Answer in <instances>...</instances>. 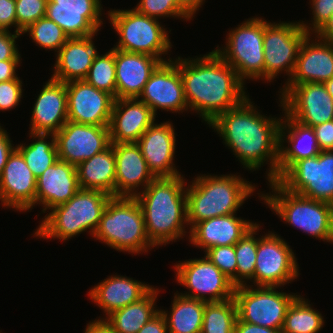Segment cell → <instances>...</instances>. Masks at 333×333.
I'll use <instances>...</instances> for the list:
<instances>
[{
  "label": "cell",
  "mask_w": 333,
  "mask_h": 333,
  "mask_svg": "<svg viewBox=\"0 0 333 333\" xmlns=\"http://www.w3.org/2000/svg\"><path fill=\"white\" fill-rule=\"evenodd\" d=\"M312 7V23H304L300 21L301 27L308 33L313 35L316 34L329 20L333 14V0H311ZM311 25V26H310Z\"/></svg>",
  "instance_id": "ee69618b"
},
{
  "label": "cell",
  "mask_w": 333,
  "mask_h": 333,
  "mask_svg": "<svg viewBox=\"0 0 333 333\" xmlns=\"http://www.w3.org/2000/svg\"><path fill=\"white\" fill-rule=\"evenodd\" d=\"M237 306L234 298L206 302L201 333H234Z\"/></svg>",
  "instance_id": "8d00e7d4"
},
{
  "label": "cell",
  "mask_w": 333,
  "mask_h": 333,
  "mask_svg": "<svg viewBox=\"0 0 333 333\" xmlns=\"http://www.w3.org/2000/svg\"><path fill=\"white\" fill-rule=\"evenodd\" d=\"M101 0H48L46 17L69 38L97 34L104 19Z\"/></svg>",
  "instance_id": "ac0fdd59"
},
{
  "label": "cell",
  "mask_w": 333,
  "mask_h": 333,
  "mask_svg": "<svg viewBox=\"0 0 333 333\" xmlns=\"http://www.w3.org/2000/svg\"><path fill=\"white\" fill-rule=\"evenodd\" d=\"M240 175H198L186 187L187 221L196 223L234 214L253 195L256 186Z\"/></svg>",
  "instance_id": "277c9868"
},
{
  "label": "cell",
  "mask_w": 333,
  "mask_h": 333,
  "mask_svg": "<svg viewBox=\"0 0 333 333\" xmlns=\"http://www.w3.org/2000/svg\"><path fill=\"white\" fill-rule=\"evenodd\" d=\"M179 7L192 19L205 0H176Z\"/></svg>",
  "instance_id": "11a10c76"
},
{
  "label": "cell",
  "mask_w": 333,
  "mask_h": 333,
  "mask_svg": "<svg viewBox=\"0 0 333 333\" xmlns=\"http://www.w3.org/2000/svg\"><path fill=\"white\" fill-rule=\"evenodd\" d=\"M280 90L279 106L294 120L310 127L333 120V98L324 83L283 85Z\"/></svg>",
  "instance_id": "9a60e30c"
},
{
  "label": "cell",
  "mask_w": 333,
  "mask_h": 333,
  "mask_svg": "<svg viewBox=\"0 0 333 333\" xmlns=\"http://www.w3.org/2000/svg\"><path fill=\"white\" fill-rule=\"evenodd\" d=\"M310 38L308 34L303 40L294 72L285 85L324 83L333 77V41L316 35L315 40Z\"/></svg>",
  "instance_id": "603a6c76"
},
{
  "label": "cell",
  "mask_w": 333,
  "mask_h": 333,
  "mask_svg": "<svg viewBox=\"0 0 333 333\" xmlns=\"http://www.w3.org/2000/svg\"><path fill=\"white\" fill-rule=\"evenodd\" d=\"M289 244L275 232L259 237L257 242L255 286L279 287L299 276L297 258Z\"/></svg>",
  "instance_id": "4fadbf2b"
},
{
  "label": "cell",
  "mask_w": 333,
  "mask_h": 333,
  "mask_svg": "<svg viewBox=\"0 0 333 333\" xmlns=\"http://www.w3.org/2000/svg\"><path fill=\"white\" fill-rule=\"evenodd\" d=\"M29 136L34 141L30 144L28 143V145L25 143L18 144L16 145V149L22 154L26 165L30 168L34 176L38 178L48 167L52 166L58 160L55 135L29 133ZM47 139L50 141H47Z\"/></svg>",
  "instance_id": "e575fe53"
},
{
  "label": "cell",
  "mask_w": 333,
  "mask_h": 333,
  "mask_svg": "<svg viewBox=\"0 0 333 333\" xmlns=\"http://www.w3.org/2000/svg\"><path fill=\"white\" fill-rule=\"evenodd\" d=\"M111 197L101 191L80 189L67 202L50 209L34 236L66 241L88 230L93 237Z\"/></svg>",
  "instance_id": "5b68a950"
},
{
  "label": "cell",
  "mask_w": 333,
  "mask_h": 333,
  "mask_svg": "<svg viewBox=\"0 0 333 333\" xmlns=\"http://www.w3.org/2000/svg\"><path fill=\"white\" fill-rule=\"evenodd\" d=\"M314 35L320 39L333 41V14L326 24Z\"/></svg>",
  "instance_id": "9f6ffc18"
},
{
  "label": "cell",
  "mask_w": 333,
  "mask_h": 333,
  "mask_svg": "<svg viewBox=\"0 0 333 333\" xmlns=\"http://www.w3.org/2000/svg\"><path fill=\"white\" fill-rule=\"evenodd\" d=\"M171 311L159 309L167 322L168 333H201L205 301L174 293Z\"/></svg>",
  "instance_id": "836d02e7"
},
{
  "label": "cell",
  "mask_w": 333,
  "mask_h": 333,
  "mask_svg": "<svg viewBox=\"0 0 333 333\" xmlns=\"http://www.w3.org/2000/svg\"><path fill=\"white\" fill-rule=\"evenodd\" d=\"M26 33L40 48L55 50V52H58L69 39L67 34L46 16L31 24L22 32V34Z\"/></svg>",
  "instance_id": "ab89813d"
},
{
  "label": "cell",
  "mask_w": 333,
  "mask_h": 333,
  "mask_svg": "<svg viewBox=\"0 0 333 333\" xmlns=\"http://www.w3.org/2000/svg\"><path fill=\"white\" fill-rule=\"evenodd\" d=\"M234 333H282L279 329L259 326L256 324L240 321L238 318L235 323Z\"/></svg>",
  "instance_id": "816d5d0a"
},
{
  "label": "cell",
  "mask_w": 333,
  "mask_h": 333,
  "mask_svg": "<svg viewBox=\"0 0 333 333\" xmlns=\"http://www.w3.org/2000/svg\"><path fill=\"white\" fill-rule=\"evenodd\" d=\"M154 286L122 275H111L89 290L88 296L105 313L112 312L143 298Z\"/></svg>",
  "instance_id": "f546056e"
},
{
  "label": "cell",
  "mask_w": 333,
  "mask_h": 333,
  "mask_svg": "<svg viewBox=\"0 0 333 333\" xmlns=\"http://www.w3.org/2000/svg\"><path fill=\"white\" fill-rule=\"evenodd\" d=\"M93 238L128 254L147 253L155 247L147 237L143 211L135 197L112 196Z\"/></svg>",
  "instance_id": "8992f818"
},
{
  "label": "cell",
  "mask_w": 333,
  "mask_h": 333,
  "mask_svg": "<svg viewBox=\"0 0 333 333\" xmlns=\"http://www.w3.org/2000/svg\"><path fill=\"white\" fill-rule=\"evenodd\" d=\"M48 0H15L17 32L21 33L31 24L46 16Z\"/></svg>",
  "instance_id": "b9f144b4"
},
{
  "label": "cell",
  "mask_w": 333,
  "mask_h": 333,
  "mask_svg": "<svg viewBox=\"0 0 333 333\" xmlns=\"http://www.w3.org/2000/svg\"><path fill=\"white\" fill-rule=\"evenodd\" d=\"M15 0H0V29L9 30L14 27L17 32ZM12 26V27H11Z\"/></svg>",
  "instance_id": "7dc6e473"
},
{
  "label": "cell",
  "mask_w": 333,
  "mask_h": 333,
  "mask_svg": "<svg viewBox=\"0 0 333 333\" xmlns=\"http://www.w3.org/2000/svg\"><path fill=\"white\" fill-rule=\"evenodd\" d=\"M185 180L183 175L155 178L135 197L143 211L147 237L155 247L188 233Z\"/></svg>",
  "instance_id": "3957f363"
},
{
  "label": "cell",
  "mask_w": 333,
  "mask_h": 333,
  "mask_svg": "<svg viewBox=\"0 0 333 333\" xmlns=\"http://www.w3.org/2000/svg\"><path fill=\"white\" fill-rule=\"evenodd\" d=\"M155 118L138 98L115 99L108 126L111 143H137Z\"/></svg>",
  "instance_id": "cb8c5ba5"
},
{
  "label": "cell",
  "mask_w": 333,
  "mask_h": 333,
  "mask_svg": "<svg viewBox=\"0 0 333 333\" xmlns=\"http://www.w3.org/2000/svg\"><path fill=\"white\" fill-rule=\"evenodd\" d=\"M172 122L153 124L138 140L142 155L149 170L156 177H175L182 175L174 164L176 133Z\"/></svg>",
  "instance_id": "44dd1931"
},
{
  "label": "cell",
  "mask_w": 333,
  "mask_h": 333,
  "mask_svg": "<svg viewBox=\"0 0 333 333\" xmlns=\"http://www.w3.org/2000/svg\"><path fill=\"white\" fill-rule=\"evenodd\" d=\"M76 169L80 189L115 196L116 161L112 145L80 163Z\"/></svg>",
  "instance_id": "1f68e13d"
},
{
  "label": "cell",
  "mask_w": 333,
  "mask_h": 333,
  "mask_svg": "<svg viewBox=\"0 0 333 333\" xmlns=\"http://www.w3.org/2000/svg\"><path fill=\"white\" fill-rule=\"evenodd\" d=\"M95 35L69 38L56 53L51 78L64 83L84 80L93 60L99 55L93 42Z\"/></svg>",
  "instance_id": "4dcf8cb0"
},
{
  "label": "cell",
  "mask_w": 333,
  "mask_h": 333,
  "mask_svg": "<svg viewBox=\"0 0 333 333\" xmlns=\"http://www.w3.org/2000/svg\"><path fill=\"white\" fill-rule=\"evenodd\" d=\"M319 149L321 151L333 150V120L313 127Z\"/></svg>",
  "instance_id": "c3c4849f"
},
{
  "label": "cell",
  "mask_w": 333,
  "mask_h": 333,
  "mask_svg": "<svg viewBox=\"0 0 333 333\" xmlns=\"http://www.w3.org/2000/svg\"><path fill=\"white\" fill-rule=\"evenodd\" d=\"M324 85H325L329 95L333 98V77L330 80L325 81Z\"/></svg>",
  "instance_id": "6f0895ef"
},
{
  "label": "cell",
  "mask_w": 333,
  "mask_h": 333,
  "mask_svg": "<svg viewBox=\"0 0 333 333\" xmlns=\"http://www.w3.org/2000/svg\"><path fill=\"white\" fill-rule=\"evenodd\" d=\"M138 12L153 18L173 17L183 21L191 18L179 7L176 0H140L136 7Z\"/></svg>",
  "instance_id": "60d3db41"
},
{
  "label": "cell",
  "mask_w": 333,
  "mask_h": 333,
  "mask_svg": "<svg viewBox=\"0 0 333 333\" xmlns=\"http://www.w3.org/2000/svg\"><path fill=\"white\" fill-rule=\"evenodd\" d=\"M268 185L272 193H258V196L275 215L308 236L333 244L332 204L289 192L276 180Z\"/></svg>",
  "instance_id": "52a82bcc"
},
{
  "label": "cell",
  "mask_w": 333,
  "mask_h": 333,
  "mask_svg": "<svg viewBox=\"0 0 333 333\" xmlns=\"http://www.w3.org/2000/svg\"><path fill=\"white\" fill-rule=\"evenodd\" d=\"M242 285L237 286L234 300L237 318L246 323L282 330L286 312L295 293L280 292L278 287Z\"/></svg>",
  "instance_id": "30bf717a"
},
{
  "label": "cell",
  "mask_w": 333,
  "mask_h": 333,
  "mask_svg": "<svg viewBox=\"0 0 333 333\" xmlns=\"http://www.w3.org/2000/svg\"><path fill=\"white\" fill-rule=\"evenodd\" d=\"M205 256L236 286V255L235 245L211 247Z\"/></svg>",
  "instance_id": "7bdbcfd3"
},
{
  "label": "cell",
  "mask_w": 333,
  "mask_h": 333,
  "mask_svg": "<svg viewBox=\"0 0 333 333\" xmlns=\"http://www.w3.org/2000/svg\"><path fill=\"white\" fill-rule=\"evenodd\" d=\"M178 262L174 265L177 283L189 289L179 294L205 302L233 298L236 286L205 255L202 259Z\"/></svg>",
  "instance_id": "5bb4252c"
},
{
  "label": "cell",
  "mask_w": 333,
  "mask_h": 333,
  "mask_svg": "<svg viewBox=\"0 0 333 333\" xmlns=\"http://www.w3.org/2000/svg\"><path fill=\"white\" fill-rule=\"evenodd\" d=\"M15 148L16 146L12 143L7 130L0 126V176L7 162L8 156Z\"/></svg>",
  "instance_id": "681fc988"
},
{
  "label": "cell",
  "mask_w": 333,
  "mask_h": 333,
  "mask_svg": "<svg viewBox=\"0 0 333 333\" xmlns=\"http://www.w3.org/2000/svg\"><path fill=\"white\" fill-rule=\"evenodd\" d=\"M252 103L248 96L238 106L219 114L209 127L222 137L224 144L234 152L243 168L256 171L269 163L266 178L268 182L275 181L282 117L262 115L254 106L255 103Z\"/></svg>",
  "instance_id": "6da1fadb"
},
{
  "label": "cell",
  "mask_w": 333,
  "mask_h": 333,
  "mask_svg": "<svg viewBox=\"0 0 333 333\" xmlns=\"http://www.w3.org/2000/svg\"><path fill=\"white\" fill-rule=\"evenodd\" d=\"M115 49L111 48L104 55H98L84 79L95 88L111 94L116 99Z\"/></svg>",
  "instance_id": "f35d334b"
},
{
  "label": "cell",
  "mask_w": 333,
  "mask_h": 333,
  "mask_svg": "<svg viewBox=\"0 0 333 333\" xmlns=\"http://www.w3.org/2000/svg\"><path fill=\"white\" fill-rule=\"evenodd\" d=\"M54 135L58 159L76 167L111 145L108 126L67 121Z\"/></svg>",
  "instance_id": "2e32d148"
},
{
  "label": "cell",
  "mask_w": 333,
  "mask_h": 333,
  "mask_svg": "<svg viewBox=\"0 0 333 333\" xmlns=\"http://www.w3.org/2000/svg\"><path fill=\"white\" fill-rule=\"evenodd\" d=\"M283 113L284 117H282L279 129L277 179L293 163L305 158L318 156L321 152L313 127L294 120L285 111ZM284 143H288V146L284 145Z\"/></svg>",
  "instance_id": "484cf974"
},
{
  "label": "cell",
  "mask_w": 333,
  "mask_h": 333,
  "mask_svg": "<svg viewBox=\"0 0 333 333\" xmlns=\"http://www.w3.org/2000/svg\"><path fill=\"white\" fill-rule=\"evenodd\" d=\"M109 23L113 26L119 41L114 49L134 53H144L165 60L162 55L167 54L172 48L168 31L157 18L146 16L135 8L128 10H111L107 12Z\"/></svg>",
  "instance_id": "ba28073f"
},
{
  "label": "cell",
  "mask_w": 333,
  "mask_h": 333,
  "mask_svg": "<svg viewBox=\"0 0 333 333\" xmlns=\"http://www.w3.org/2000/svg\"><path fill=\"white\" fill-rule=\"evenodd\" d=\"M68 121L109 126L115 98L87 83L75 80L66 83Z\"/></svg>",
  "instance_id": "d6986e66"
},
{
  "label": "cell",
  "mask_w": 333,
  "mask_h": 333,
  "mask_svg": "<svg viewBox=\"0 0 333 333\" xmlns=\"http://www.w3.org/2000/svg\"><path fill=\"white\" fill-rule=\"evenodd\" d=\"M177 66L188 109L196 111L207 125L249 96L233 67L214 50L196 59L178 56Z\"/></svg>",
  "instance_id": "7a4b0ae2"
},
{
  "label": "cell",
  "mask_w": 333,
  "mask_h": 333,
  "mask_svg": "<svg viewBox=\"0 0 333 333\" xmlns=\"http://www.w3.org/2000/svg\"><path fill=\"white\" fill-rule=\"evenodd\" d=\"M30 117V133L55 134L68 121L66 83L52 78L43 85Z\"/></svg>",
  "instance_id": "d4e9b609"
},
{
  "label": "cell",
  "mask_w": 333,
  "mask_h": 333,
  "mask_svg": "<svg viewBox=\"0 0 333 333\" xmlns=\"http://www.w3.org/2000/svg\"><path fill=\"white\" fill-rule=\"evenodd\" d=\"M79 190L76 166L58 159L37 178L35 205H42L45 213L67 202Z\"/></svg>",
  "instance_id": "4316f807"
},
{
  "label": "cell",
  "mask_w": 333,
  "mask_h": 333,
  "mask_svg": "<svg viewBox=\"0 0 333 333\" xmlns=\"http://www.w3.org/2000/svg\"><path fill=\"white\" fill-rule=\"evenodd\" d=\"M160 290L152 288L143 298L112 312L105 321L116 333H138L160 310L156 300Z\"/></svg>",
  "instance_id": "d6a6232c"
},
{
  "label": "cell",
  "mask_w": 333,
  "mask_h": 333,
  "mask_svg": "<svg viewBox=\"0 0 333 333\" xmlns=\"http://www.w3.org/2000/svg\"><path fill=\"white\" fill-rule=\"evenodd\" d=\"M21 63V60L0 61V82H6L18 78L16 69Z\"/></svg>",
  "instance_id": "f5cc1de1"
},
{
  "label": "cell",
  "mask_w": 333,
  "mask_h": 333,
  "mask_svg": "<svg viewBox=\"0 0 333 333\" xmlns=\"http://www.w3.org/2000/svg\"><path fill=\"white\" fill-rule=\"evenodd\" d=\"M22 34L15 32L12 34L9 30L0 29V61L3 60H21V54L18 50L16 40Z\"/></svg>",
  "instance_id": "bcb514c9"
},
{
  "label": "cell",
  "mask_w": 333,
  "mask_h": 333,
  "mask_svg": "<svg viewBox=\"0 0 333 333\" xmlns=\"http://www.w3.org/2000/svg\"><path fill=\"white\" fill-rule=\"evenodd\" d=\"M111 145L116 161L115 197H136L156 177L149 170L137 143Z\"/></svg>",
  "instance_id": "7402d4cb"
},
{
  "label": "cell",
  "mask_w": 333,
  "mask_h": 333,
  "mask_svg": "<svg viewBox=\"0 0 333 333\" xmlns=\"http://www.w3.org/2000/svg\"><path fill=\"white\" fill-rule=\"evenodd\" d=\"M237 26L228 31L226 46L222 49L217 46L214 51L233 67L243 82L245 79L264 80L265 19L251 17Z\"/></svg>",
  "instance_id": "9c48e42d"
},
{
  "label": "cell",
  "mask_w": 333,
  "mask_h": 333,
  "mask_svg": "<svg viewBox=\"0 0 333 333\" xmlns=\"http://www.w3.org/2000/svg\"><path fill=\"white\" fill-rule=\"evenodd\" d=\"M260 226V227H259ZM261 228L256 223L245 235L235 244L236 255V287L246 285L248 280L254 284V272L256 265L257 242L259 240L255 235ZM246 281H245V280Z\"/></svg>",
  "instance_id": "74e56055"
},
{
  "label": "cell",
  "mask_w": 333,
  "mask_h": 333,
  "mask_svg": "<svg viewBox=\"0 0 333 333\" xmlns=\"http://www.w3.org/2000/svg\"><path fill=\"white\" fill-rule=\"evenodd\" d=\"M37 178L15 148L8 156L0 176V201L3 207L31 211L35 206Z\"/></svg>",
  "instance_id": "ffe728a7"
},
{
  "label": "cell",
  "mask_w": 333,
  "mask_h": 333,
  "mask_svg": "<svg viewBox=\"0 0 333 333\" xmlns=\"http://www.w3.org/2000/svg\"><path fill=\"white\" fill-rule=\"evenodd\" d=\"M138 99L145 102L155 116L158 109L172 113L189 110L177 58L157 66Z\"/></svg>",
  "instance_id": "e0dca14e"
},
{
  "label": "cell",
  "mask_w": 333,
  "mask_h": 333,
  "mask_svg": "<svg viewBox=\"0 0 333 333\" xmlns=\"http://www.w3.org/2000/svg\"><path fill=\"white\" fill-rule=\"evenodd\" d=\"M276 181L289 192L333 205V150L293 163Z\"/></svg>",
  "instance_id": "8fae6325"
},
{
  "label": "cell",
  "mask_w": 333,
  "mask_h": 333,
  "mask_svg": "<svg viewBox=\"0 0 333 333\" xmlns=\"http://www.w3.org/2000/svg\"><path fill=\"white\" fill-rule=\"evenodd\" d=\"M160 63L148 54L115 49L116 99L138 98Z\"/></svg>",
  "instance_id": "83f0119b"
},
{
  "label": "cell",
  "mask_w": 333,
  "mask_h": 333,
  "mask_svg": "<svg viewBox=\"0 0 333 333\" xmlns=\"http://www.w3.org/2000/svg\"><path fill=\"white\" fill-rule=\"evenodd\" d=\"M22 80L16 78L6 82H0V110L7 111L19 105L23 96Z\"/></svg>",
  "instance_id": "f6af8a7d"
},
{
  "label": "cell",
  "mask_w": 333,
  "mask_h": 333,
  "mask_svg": "<svg viewBox=\"0 0 333 333\" xmlns=\"http://www.w3.org/2000/svg\"><path fill=\"white\" fill-rule=\"evenodd\" d=\"M236 216L234 213L196 223L189 231L190 243L204 252L211 247L235 245L256 224Z\"/></svg>",
  "instance_id": "f1b7e54d"
},
{
  "label": "cell",
  "mask_w": 333,
  "mask_h": 333,
  "mask_svg": "<svg viewBox=\"0 0 333 333\" xmlns=\"http://www.w3.org/2000/svg\"><path fill=\"white\" fill-rule=\"evenodd\" d=\"M84 333H116L105 319H95L90 321Z\"/></svg>",
  "instance_id": "db71d44e"
},
{
  "label": "cell",
  "mask_w": 333,
  "mask_h": 333,
  "mask_svg": "<svg viewBox=\"0 0 333 333\" xmlns=\"http://www.w3.org/2000/svg\"><path fill=\"white\" fill-rule=\"evenodd\" d=\"M308 33L296 22H268L265 20L263 37L264 80H274L280 73L288 75L289 82L294 72L299 48Z\"/></svg>",
  "instance_id": "7c38bea8"
},
{
  "label": "cell",
  "mask_w": 333,
  "mask_h": 333,
  "mask_svg": "<svg viewBox=\"0 0 333 333\" xmlns=\"http://www.w3.org/2000/svg\"><path fill=\"white\" fill-rule=\"evenodd\" d=\"M324 317L311 307L310 301L298 295L287 309L282 333H318L324 326Z\"/></svg>",
  "instance_id": "d590c367"
},
{
  "label": "cell",
  "mask_w": 333,
  "mask_h": 333,
  "mask_svg": "<svg viewBox=\"0 0 333 333\" xmlns=\"http://www.w3.org/2000/svg\"><path fill=\"white\" fill-rule=\"evenodd\" d=\"M138 333H168L165 317L159 312Z\"/></svg>",
  "instance_id": "f907efd6"
}]
</instances>
